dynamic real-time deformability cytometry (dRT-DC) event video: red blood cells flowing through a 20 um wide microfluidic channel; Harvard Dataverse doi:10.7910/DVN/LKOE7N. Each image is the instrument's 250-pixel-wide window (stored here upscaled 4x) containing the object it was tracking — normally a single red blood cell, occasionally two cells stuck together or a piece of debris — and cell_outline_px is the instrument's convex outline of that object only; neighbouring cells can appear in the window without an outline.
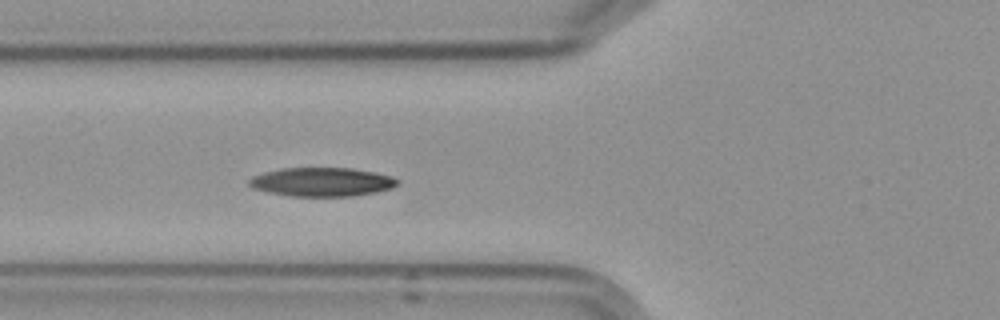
{"species": "Egyptian fruit bat (a non-hibernating species)", "species_latin": "Rousettus aegyptiacus", "temperature_condition": "cold", "stored_images_in_passage": 5, "camera_frame_rate_fps": 3000, "um_per_image_px": 0.085, "frame": {"image": 1, "passage_image": 5, "time_ms": 4.667, "image_size_px": [1000, 320], "cell_outline_px": [[400, 184], [392, 188], [376, 192], [352, 196], [288, 196], [268, 192], [252, 188], [248, 184], [248, 180], [252, 176], [264, 172], [280, 168], [352, 168], [376, 172], [392, 176], [400, 180]], "centroid_in_image_um": [27.37, 15.46], "position_along_channel_um": 98.4, "area_um2": 25.2}}